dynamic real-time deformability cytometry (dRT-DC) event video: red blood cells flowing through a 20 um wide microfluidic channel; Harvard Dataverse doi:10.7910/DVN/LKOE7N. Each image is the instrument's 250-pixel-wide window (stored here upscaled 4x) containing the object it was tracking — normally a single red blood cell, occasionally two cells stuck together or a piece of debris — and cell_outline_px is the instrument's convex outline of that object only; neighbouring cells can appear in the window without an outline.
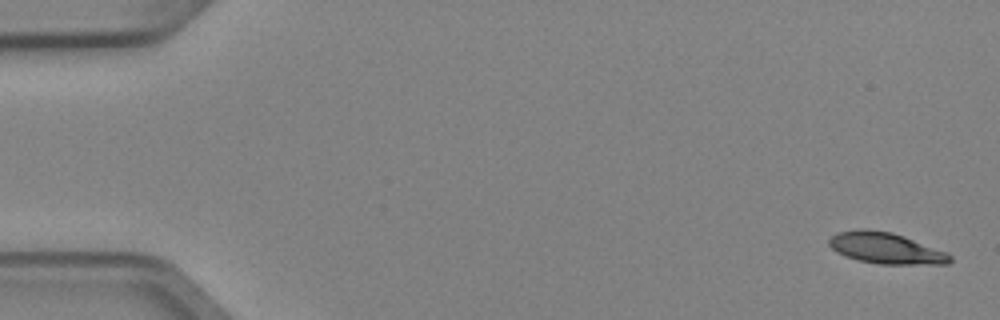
{"species": "Egyptian fruit bat (a non-hibernating species)", "species_latin": "Rousettus aegyptiacus", "temperature_condition": "cold", "stored_images_in_passage": 5, "camera_frame_rate_fps": 3000, "um_per_image_px": 0.085, "animal": {"sex": "female"}, "frame": {"image": 1, "passage_image": 1, "time_ms": 0.0, "image_size_px": [1000, 320], "cell_outline_px": [[952, 260], [948, 264], [880, 264], [860, 260], [844, 256], [836, 252], [828, 244], [828, 240], [836, 232], [860, 228], [864, 228], [892, 232], [904, 236], [948, 252], [952, 256]], "centroid_in_image_um": [75.3, 21.08], "position_along_channel_um": 9.7, "area_um2": 22.14}}
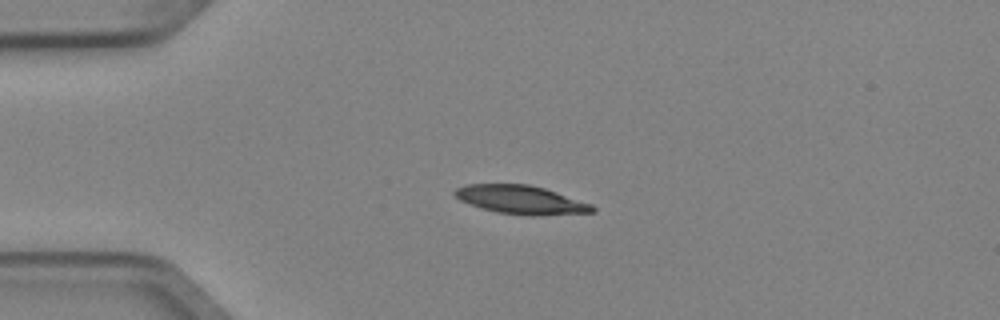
{"frame": {"image": 2, "passage_image": 4, "time_ms": 1.0, "image_size_px": [1000, 320], "cell_outline_px": [[596, 212], [536, 216], [532, 216], [496, 212], [460, 200], [452, 192], [456, 188], [464, 184], [528, 184], [544, 188], [592, 204], [596, 208]], "centroid_in_image_um": [44.31, 16.98], "position_along_channel_um": 40.7, "area_um2": 22.83}}